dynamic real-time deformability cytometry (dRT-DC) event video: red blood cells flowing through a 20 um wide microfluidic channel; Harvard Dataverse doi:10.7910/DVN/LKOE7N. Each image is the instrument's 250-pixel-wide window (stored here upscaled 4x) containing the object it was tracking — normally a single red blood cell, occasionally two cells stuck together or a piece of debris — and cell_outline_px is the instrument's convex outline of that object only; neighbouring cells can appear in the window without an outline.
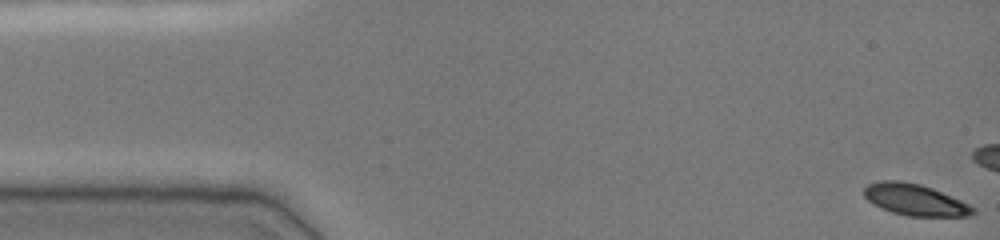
{"species": "common noctule bat (a hibernating species)", "species_latin": "Nyctalus noctula", "temperature_condition": "cold", "stored_images_in_passage": 13, "camera_frame_rate_fps": 3000, "um_per_image_px": 0.085, "animal": {"sex": "female", "body_mass_g": 19.0, "forearm_length_mm": 51.5}, "frame": {"image": 1, "passage_image": 1, "time_ms": 0.0, "image_size_px": [1000, 240], "cell_outline_px": [[976, 212], [972, 216], [908, 216], [892, 212], [880, 208], [872, 204], [864, 196], [864, 188], [868, 184], [880, 180], [900, 180], [920, 184], [932, 188], [952, 196], [976, 208]], "centroid_in_image_um": [77.77, 16.98], "position_along_channel_um": 7.2, "area_um2": 20.11}}